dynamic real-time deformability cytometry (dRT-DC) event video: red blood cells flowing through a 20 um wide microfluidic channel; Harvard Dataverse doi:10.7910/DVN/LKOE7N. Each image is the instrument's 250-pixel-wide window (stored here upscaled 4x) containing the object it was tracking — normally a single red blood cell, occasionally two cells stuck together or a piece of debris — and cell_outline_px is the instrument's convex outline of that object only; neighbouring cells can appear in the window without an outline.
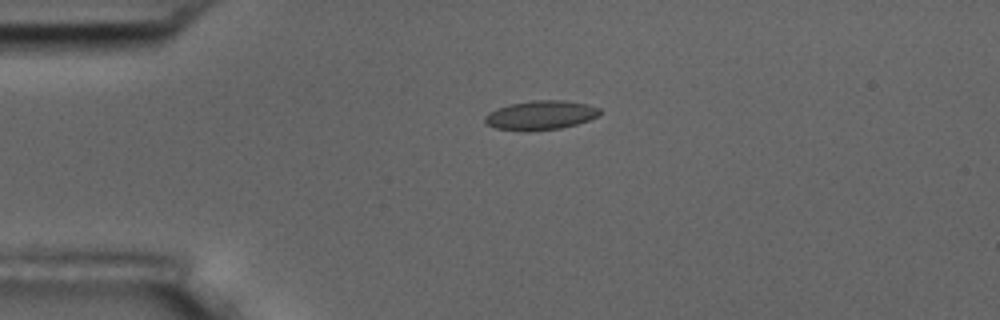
{"species": "common noctule bat (a hibernating species)", "species_latin": "Nyctalus noctula", "temperature_condition": "room temperature", "stored_images_in_passage": 20, "camera_frame_rate_fps": 3000, "um_per_image_px": 0.085, "animal": {"sex": "male", "body_mass_g": 17.5, "forearm_length_mm": 52.3}, "frame": {"image": 1, "passage_image": 14, "time_ms": 4.333, "image_size_px": [1000, 320], "cell_outline_px": [[600, 112], [596, 116], [588, 120], [576, 124], [560, 128], [528, 132], [496, 128], [488, 124], [484, 120], [484, 116], [488, 112], [496, 108], [512, 104], [532, 100], [564, 100], [588, 104], [600, 108]], "centroid_in_image_um": [45.93, 9.79], "position_along_channel_um": 39.1, "area_um2": 19.54}}